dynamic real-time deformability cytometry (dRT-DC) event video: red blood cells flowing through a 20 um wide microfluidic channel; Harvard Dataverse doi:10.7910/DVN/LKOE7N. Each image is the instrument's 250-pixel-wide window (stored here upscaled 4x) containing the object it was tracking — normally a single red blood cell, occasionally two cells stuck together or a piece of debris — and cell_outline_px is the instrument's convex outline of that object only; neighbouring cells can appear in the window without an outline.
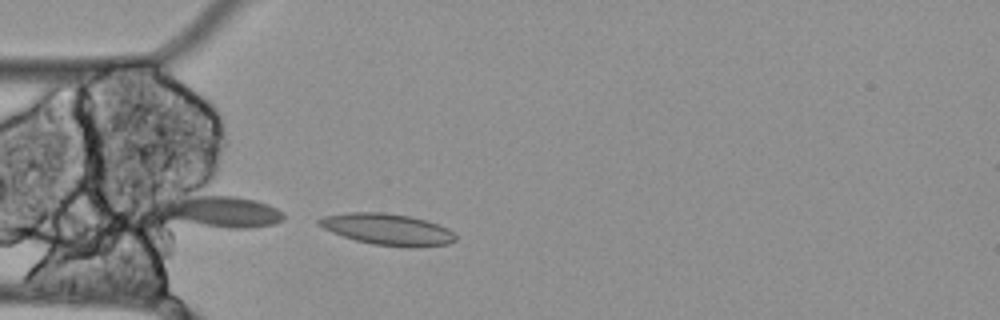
{"species": "Egyptian fruit bat (a non-hibernating species)", "species_latin": "Rousettus aegyptiacus", "temperature_condition": "cold", "stored_images_in_passage": 32, "camera_frame_rate_fps": 3000, "um_per_image_px": 0.085, "animal": {"sex": "female"}, "frame": {"image": 1, "passage_image": 1, "time_ms": 0.0, "image_size_px": [1000, 320], "cell_outline_px": [[456, 240], [448, 244], [412, 248], [372, 244], [356, 240], [332, 232], [316, 224], [316, 220], [324, 216], [348, 212], [384, 212], [408, 216], [428, 220], [448, 228], [456, 236]], "centroid_in_image_um": [32.95, 19.49], "position_along_channel_um": 52.0, "area_um2": 25.09}}
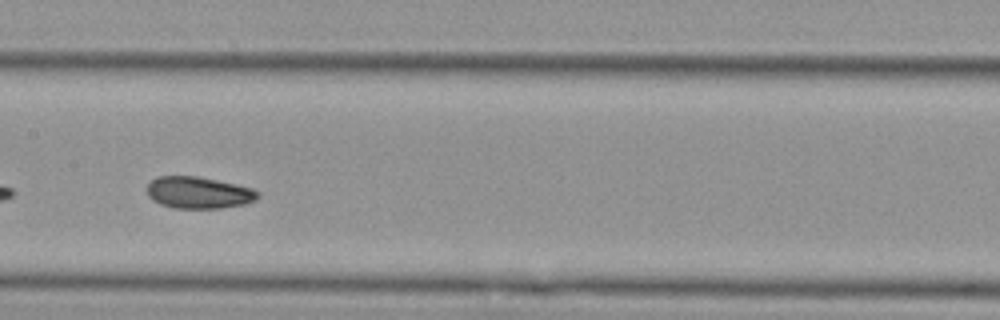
{"frame": {"image": 2, "passage_image": 13, "time_ms": 4.0, "image_size_px": [1000, 320], "cell_outline_px": [[260, 196], [256, 200], [244, 204], [220, 208], [172, 208], [160, 204], [152, 200], [148, 196], [148, 184], [156, 176], [196, 176], [236, 184], [252, 188], [260, 192]], "centroid_in_image_um": [16.89, 16.37], "position_along_channel_um": 190.5, "area_um2": 20.58}}
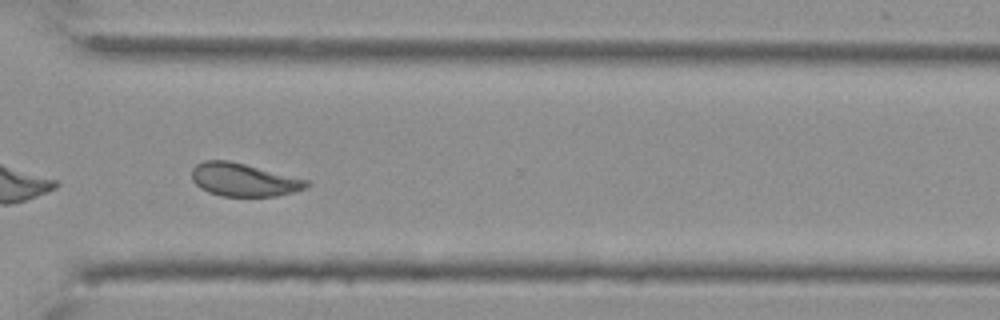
{"frame": {"image": 3, "passage_image": 27, "time_ms": 8.667, "image_size_px": [1000, 320], "cell_outline_px": [[312, 184], [308, 188], [276, 196], [220, 196], [208, 192], [200, 188], [192, 180], [192, 168], [196, 164], [204, 160], [228, 160], [308, 180]], "centroid_in_image_um": [20.7, 15.29], "position_along_channel_um": 349.9, "area_um2": 22.08}, "authors_computed_cell_mechanics": {"area_um2": 21.7617, "velocity_mm_per_s": 3.4103, "shape_relaxation_time_tau1_ms": null, "shape_relaxation_time_tau2_ms": 6.7682, "deformation_change_tau1": null, "deformation_change_tau2": 0.0872}}